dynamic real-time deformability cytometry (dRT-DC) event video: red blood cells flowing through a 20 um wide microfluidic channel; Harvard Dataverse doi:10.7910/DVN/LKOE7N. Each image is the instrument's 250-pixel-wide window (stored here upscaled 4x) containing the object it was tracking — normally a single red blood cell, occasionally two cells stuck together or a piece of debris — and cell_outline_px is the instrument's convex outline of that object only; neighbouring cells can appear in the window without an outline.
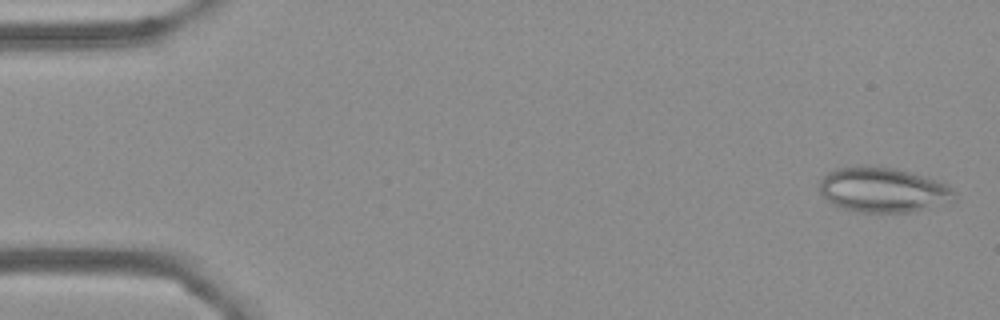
{"species": "Egyptian fruit bat (a non-hibernating species)", "species_latin": "Rousettus aegyptiacus", "temperature_condition": "cold", "stored_images_in_passage": 55, "camera_frame_rate_fps": 3000, "um_per_image_px": 0.085, "frame": {"image": 1, "passage_image": 2, "time_ms": 0.333, "image_size_px": [1000, 320], "cell_outline_px": [[956, 196], [912, 212], [860, 212], [840, 208], [832, 204], [820, 196], [820, 180], [828, 172], [836, 168], [856, 164], [864, 164], [896, 168], [924, 176], [948, 184], [956, 192]], "centroid_in_image_um": [74.94, 16.1], "position_along_channel_um": 10.1, "area_um2": 35.37}}
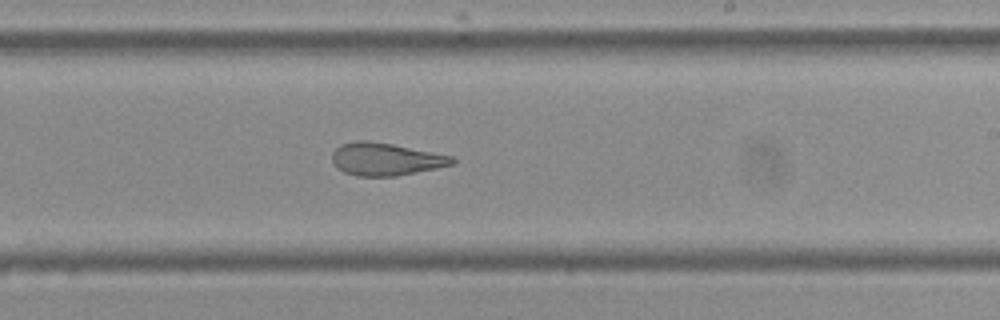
{"frame": {"image": 2, "passage_image": 33, "time_ms": 10.667, "image_size_px": [1000, 320], "cell_outline_px": [[456, 164], [396, 176], [356, 176], [344, 172], [336, 168], [332, 160], [332, 152], [340, 144], [356, 140], [368, 140], [392, 144], [452, 156], [456, 160]], "centroid_in_image_um": [32.75, 13.53], "position_along_channel_um": 256.2, "area_um2": 22.89}}
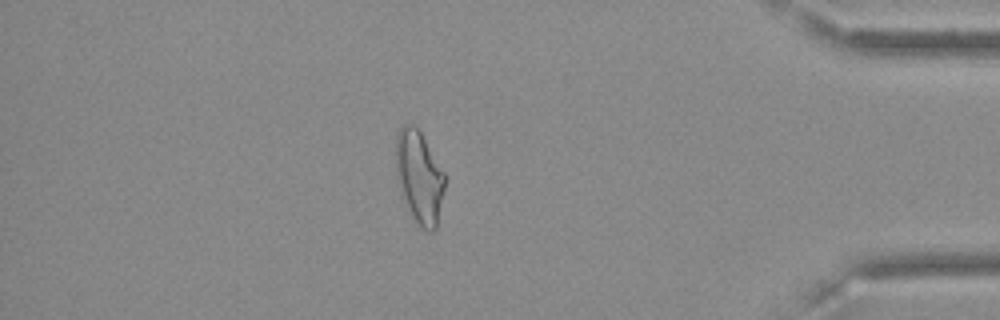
{"frame": {"image": 3, "passage_image": 48, "time_ms": 15.667, "image_size_px": [1000, 320], "cell_outline_px": [[444, 192], [436, 228], [432, 232], [428, 232], [420, 228], [412, 216], [400, 196], [396, 176], [396, 140], [400, 128], [404, 124], [412, 124], [420, 132], [444, 172]], "centroid_in_image_um": [35.61, 15.1], "position_along_channel_um": 399.6, "area_um2": 26.41}, "authors_computed_cell_mechanics": {"area_um2": 26.4724, "velocity_mm_per_s": 3.622, "shape_relaxation_time_tau1_ms": null, "shape_relaxation_time_tau2_ms": 2.2454, "deformation_change_tau1": null, "deformation_change_tau2": 0.1131}}